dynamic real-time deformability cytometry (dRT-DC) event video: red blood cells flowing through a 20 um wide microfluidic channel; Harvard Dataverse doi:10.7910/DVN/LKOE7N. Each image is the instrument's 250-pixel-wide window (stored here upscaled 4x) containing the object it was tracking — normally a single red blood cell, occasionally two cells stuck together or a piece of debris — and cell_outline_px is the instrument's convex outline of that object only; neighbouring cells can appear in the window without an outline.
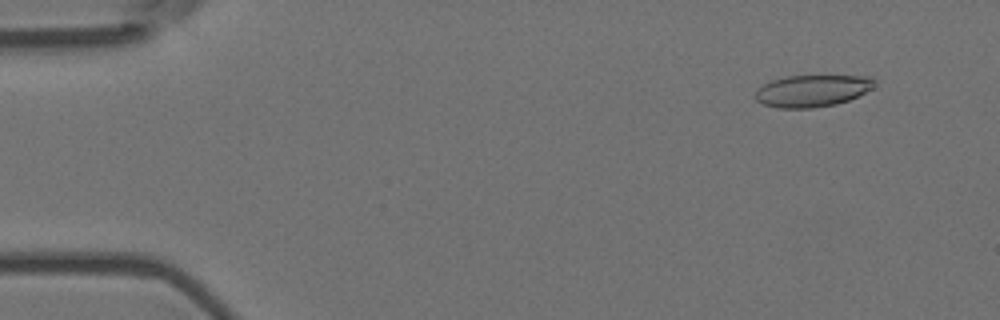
{"species": "Egyptian fruit bat (a non-hibernating species)", "species_latin": "Rousettus aegyptiacus", "temperature_condition": "room temperature", "stored_images_in_passage": 5, "camera_frame_rate_fps": 3000, "um_per_image_px": 0.085, "animal": {"sex": "female"}, "frame": {"image": 1, "passage_image": 2, "time_ms": 0.333, "image_size_px": [1000, 320], "cell_outline_px": [[876, 80], [872, 88], [848, 100], [836, 104], [812, 108], [776, 108], [764, 104], [756, 100], [752, 96], [756, 88], [772, 80], [788, 76], [872, 76]], "centroid_in_image_um": [68.99, 7.72], "position_along_channel_um": 16.0, "area_um2": 22.2}}
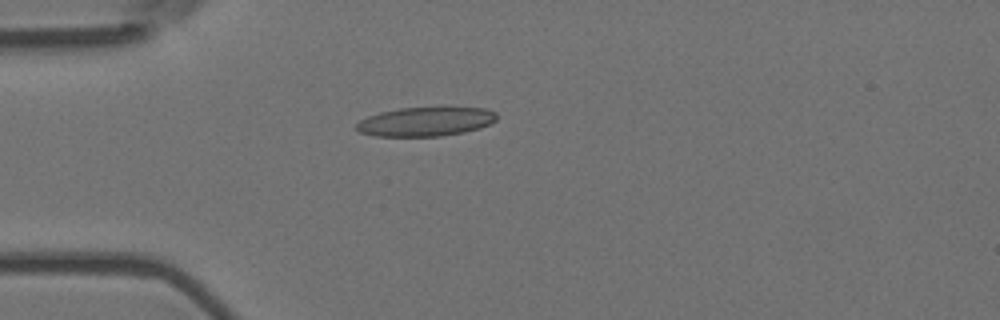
{"frame": {"image": 2, "passage_image": 5, "time_ms": 1.333, "image_size_px": [1000, 320], "cell_outline_px": [[496, 120], [480, 128], [464, 132], [440, 136], [376, 136], [360, 132], [356, 128], [356, 124], [360, 120], [368, 116], [380, 112], [400, 108], [484, 108], [496, 112]], "centroid_in_image_um": [36.16, 10.34], "position_along_channel_um": 48.8, "area_um2": 23.52}}